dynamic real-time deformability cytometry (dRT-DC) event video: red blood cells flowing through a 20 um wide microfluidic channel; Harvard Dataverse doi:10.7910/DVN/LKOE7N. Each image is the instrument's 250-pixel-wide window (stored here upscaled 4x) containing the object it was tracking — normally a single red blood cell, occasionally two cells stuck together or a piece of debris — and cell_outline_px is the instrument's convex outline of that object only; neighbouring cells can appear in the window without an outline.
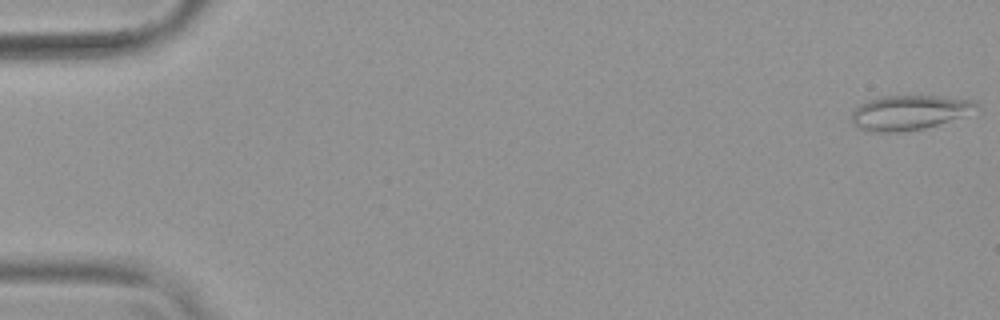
{"species": "common noctule bat (a hibernating species)", "species_latin": "Nyctalus noctula", "temperature_condition": "warm", "stored_images_in_passage": 54, "camera_frame_rate_fps": 3000, "um_per_image_px": 0.085, "animal": {"sex": "female", "body_mass_g": 19.9}, "frame": {"image": 1, "passage_image": 1, "time_ms": 0.0, "image_size_px": [1000, 320], "cell_outline_px": [[976, 104], [964, 116], [924, 128], [900, 132], [864, 132], [856, 128], [852, 124], [852, 108], [864, 100], [880, 96], [940, 96], [976, 100]], "centroid_in_image_um": [77.13, 9.57], "position_along_channel_um": 7.9, "area_um2": 25.37}}
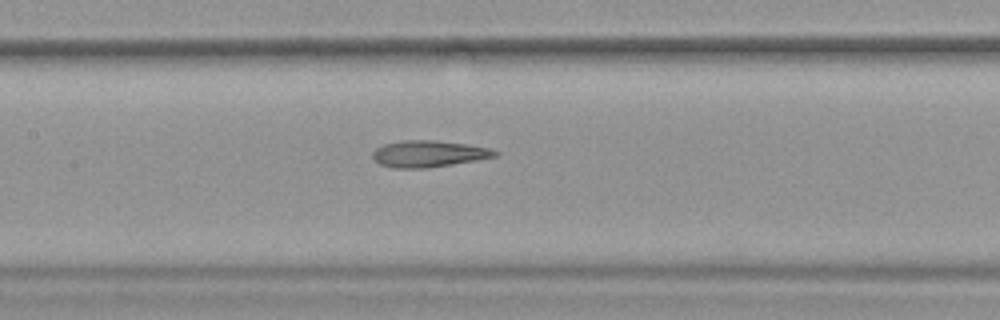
{"frame": {"image": 2, "passage_image": 26, "time_ms": 8.333, "image_size_px": [1000, 320], "cell_outline_px": [[500, 152], [496, 156], [476, 160], [428, 168], [392, 168], [380, 164], [372, 156], [372, 152], [376, 148], [384, 144], [400, 140], [436, 140], [468, 144], [488, 148]], "centroid_in_image_um": [36.41, 13.06], "position_along_channel_um": 171.0, "area_um2": 18.96}}
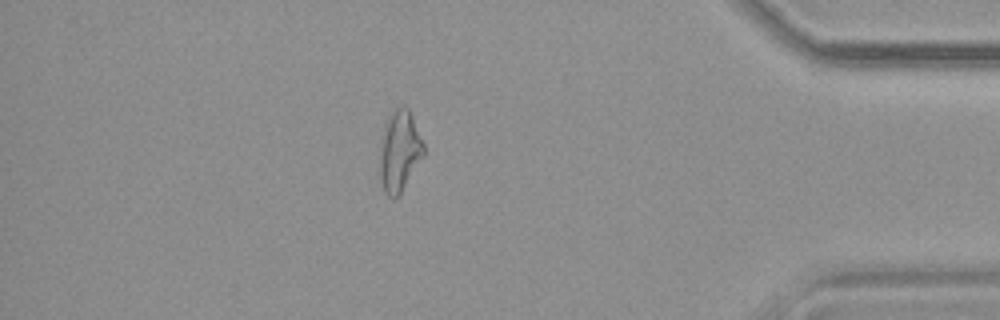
{"frame": {"image": 3, "passage_image": 47, "time_ms": 15.333, "image_size_px": [1000, 320], "cell_outline_px": [[424, 156], [400, 192], [392, 200], [384, 192], [376, 168], [384, 124], [388, 116], [400, 104], [404, 104], [408, 108], [412, 116], [424, 144]], "centroid_in_image_um": [33.91, 12.84], "position_along_channel_um": 401.3, "area_um2": 21.21}, "authors_computed_cell_mechanics": {"area_um2": 20.7213, "velocity_mm_per_s": 3.8144, "shape_relaxation_time_tau1_ms": null, "shape_relaxation_time_tau2_ms": 3.8855, "deformation_change_tau1": null, "deformation_change_tau2": 0.1693}}